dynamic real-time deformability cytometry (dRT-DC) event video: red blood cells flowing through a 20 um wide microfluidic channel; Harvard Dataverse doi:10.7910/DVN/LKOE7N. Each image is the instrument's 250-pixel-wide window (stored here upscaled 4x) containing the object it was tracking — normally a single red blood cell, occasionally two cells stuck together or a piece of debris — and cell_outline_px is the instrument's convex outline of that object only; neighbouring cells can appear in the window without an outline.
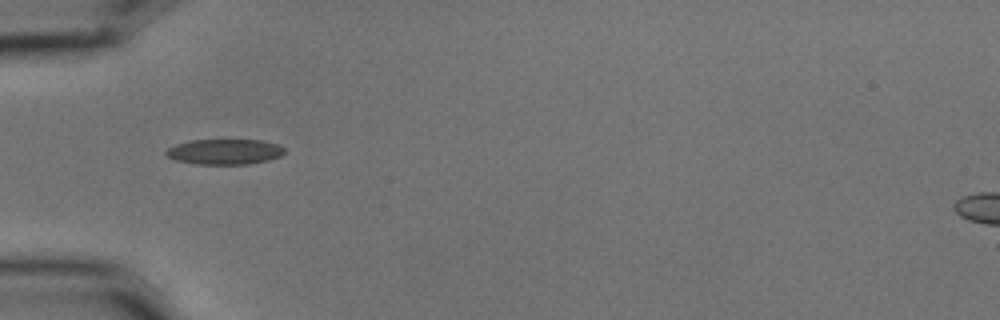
{"species": "common noctule bat (a hibernating species)", "species_latin": "Nyctalus noctula", "temperature_condition": "cold", "stored_images_in_passage": 5, "camera_frame_rate_fps": 3000, "um_per_image_px": 0.085, "animal": {"sex": "male", "body_mass_g": 15.6}, "frame": {"image": 1, "passage_image": 1, "time_ms": 0.0, "image_size_px": [1000, 320], "cell_outline_px": [[284, 152], [280, 156], [268, 160], [248, 164], [196, 164], [176, 160], [168, 156], [164, 152], [168, 148], [176, 144], [188, 140], [264, 140], [280, 144], [284, 148]], "centroid_in_image_um": [19.11, 12.89], "position_along_channel_um": 65.9, "area_um2": 17.57}}
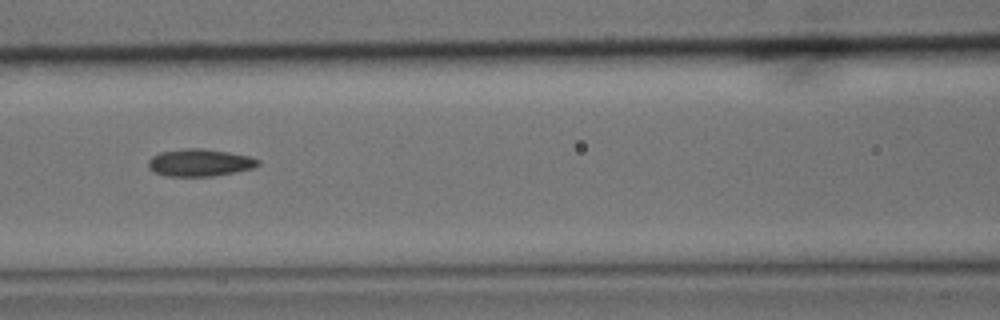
{"frame": {"image": 2, "passage_image": 3, "time_ms": 0.667, "image_size_px": [1000, 320], "cell_outline_px": [[260, 164], [252, 168], [212, 176], [164, 176], [148, 168], [148, 160], [152, 156], [160, 152], [184, 148], [204, 148], [228, 152], [248, 156], [260, 160]], "centroid_in_image_um": [16.94, 13.81], "position_along_channel_um": 149.7, "area_um2": 17.4}}
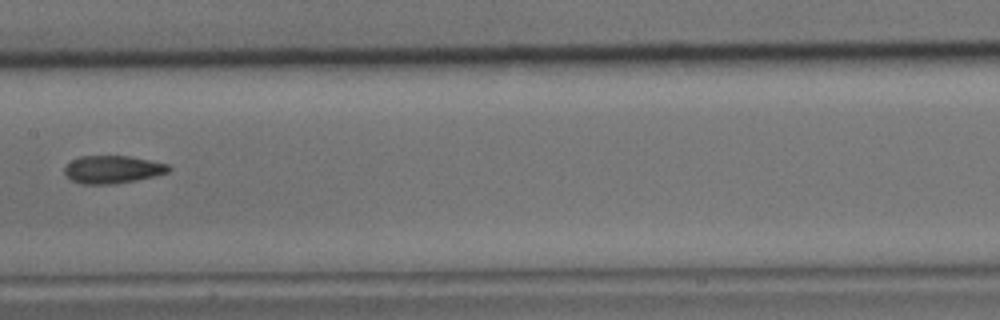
{"frame": {"image": 3, "passage_image": 4, "time_ms": 1.0, "image_size_px": [1000, 320], "cell_outline_px": [[172, 168], [168, 172], [136, 180], [112, 184], [80, 184], [72, 180], [64, 172], [64, 168], [72, 160], [80, 156], [128, 156], [168, 164]], "centroid_in_image_um": [9.56, 14.4], "position_along_channel_um": 197.8, "area_um2": 16.65}}